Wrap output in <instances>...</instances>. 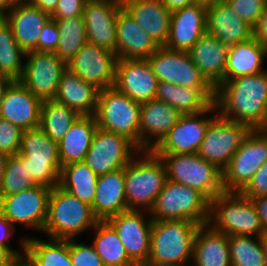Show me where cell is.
<instances>
[{
	"mask_svg": "<svg viewBox=\"0 0 267 266\" xmlns=\"http://www.w3.org/2000/svg\"><path fill=\"white\" fill-rule=\"evenodd\" d=\"M213 103L222 118L262 130L267 120V70L222 82Z\"/></svg>",
	"mask_w": 267,
	"mask_h": 266,
	"instance_id": "cell-1",
	"label": "cell"
},
{
	"mask_svg": "<svg viewBox=\"0 0 267 266\" xmlns=\"http://www.w3.org/2000/svg\"><path fill=\"white\" fill-rule=\"evenodd\" d=\"M167 181L166 168L151 150L140 151L125 166V198L128 210L150 212Z\"/></svg>",
	"mask_w": 267,
	"mask_h": 266,
	"instance_id": "cell-2",
	"label": "cell"
},
{
	"mask_svg": "<svg viewBox=\"0 0 267 266\" xmlns=\"http://www.w3.org/2000/svg\"><path fill=\"white\" fill-rule=\"evenodd\" d=\"M98 221L91 205L82 202L59 185L51 189L43 229L47 237L77 240L78 235L92 230Z\"/></svg>",
	"mask_w": 267,
	"mask_h": 266,
	"instance_id": "cell-3",
	"label": "cell"
},
{
	"mask_svg": "<svg viewBox=\"0 0 267 266\" xmlns=\"http://www.w3.org/2000/svg\"><path fill=\"white\" fill-rule=\"evenodd\" d=\"M199 224L189 220H153L146 264L190 266Z\"/></svg>",
	"mask_w": 267,
	"mask_h": 266,
	"instance_id": "cell-4",
	"label": "cell"
},
{
	"mask_svg": "<svg viewBox=\"0 0 267 266\" xmlns=\"http://www.w3.org/2000/svg\"><path fill=\"white\" fill-rule=\"evenodd\" d=\"M208 224L228 236L263 235L260 217L252 200L240 192H223L211 200Z\"/></svg>",
	"mask_w": 267,
	"mask_h": 266,
	"instance_id": "cell-5",
	"label": "cell"
},
{
	"mask_svg": "<svg viewBox=\"0 0 267 266\" xmlns=\"http://www.w3.org/2000/svg\"><path fill=\"white\" fill-rule=\"evenodd\" d=\"M163 161L167 179L200 192L209 202L224 191L222 171L193 154H155Z\"/></svg>",
	"mask_w": 267,
	"mask_h": 266,
	"instance_id": "cell-6",
	"label": "cell"
},
{
	"mask_svg": "<svg viewBox=\"0 0 267 266\" xmlns=\"http://www.w3.org/2000/svg\"><path fill=\"white\" fill-rule=\"evenodd\" d=\"M209 208L210 202L200 192L167 179L149 213L153 220H189L205 225Z\"/></svg>",
	"mask_w": 267,
	"mask_h": 266,
	"instance_id": "cell-7",
	"label": "cell"
},
{
	"mask_svg": "<svg viewBox=\"0 0 267 266\" xmlns=\"http://www.w3.org/2000/svg\"><path fill=\"white\" fill-rule=\"evenodd\" d=\"M18 155L27 164L28 174L37 185L51 189L59 185L62 164L58 143L40 127L23 131Z\"/></svg>",
	"mask_w": 267,
	"mask_h": 266,
	"instance_id": "cell-8",
	"label": "cell"
},
{
	"mask_svg": "<svg viewBox=\"0 0 267 266\" xmlns=\"http://www.w3.org/2000/svg\"><path fill=\"white\" fill-rule=\"evenodd\" d=\"M141 104L114 86L99 91L95 118L103 130L128 138L139 149Z\"/></svg>",
	"mask_w": 267,
	"mask_h": 266,
	"instance_id": "cell-9",
	"label": "cell"
},
{
	"mask_svg": "<svg viewBox=\"0 0 267 266\" xmlns=\"http://www.w3.org/2000/svg\"><path fill=\"white\" fill-rule=\"evenodd\" d=\"M267 161V133L251 130L222 171L225 192H241Z\"/></svg>",
	"mask_w": 267,
	"mask_h": 266,
	"instance_id": "cell-10",
	"label": "cell"
},
{
	"mask_svg": "<svg viewBox=\"0 0 267 266\" xmlns=\"http://www.w3.org/2000/svg\"><path fill=\"white\" fill-rule=\"evenodd\" d=\"M250 131L240 122L217 115L206 129L198 155L223 171Z\"/></svg>",
	"mask_w": 267,
	"mask_h": 266,
	"instance_id": "cell-11",
	"label": "cell"
},
{
	"mask_svg": "<svg viewBox=\"0 0 267 266\" xmlns=\"http://www.w3.org/2000/svg\"><path fill=\"white\" fill-rule=\"evenodd\" d=\"M139 152L125 136L98 127L84 162L101 176L124 168Z\"/></svg>",
	"mask_w": 267,
	"mask_h": 266,
	"instance_id": "cell-12",
	"label": "cell"
},
{
	"mask_svg": "<svg viewBox=\"0 0 267 266\" xmlns=\"http://www.w3.org/2000/svg\"><path fill=\"white\" fill-rule=\"evenodd\" d=\"M51 188L36 185L31 189L0 196V212L16 227L43 232Z\"/></svg>",
	"mask_w": 267,
	"mask_h": 266,
	"instance_id": "cell-13",
	"label": "cell"
},
{
	"mask_svg": "<svg viewBox=\"0 0 267 266\" xmlns=\"http://www.w3.org/2000/svg\"><path fill=\"white\" fill-rule=\"evenodd\" d=\"M217 115V108L214 103L200 113L182 115L175 126L151 151L154 154L198 153L206 129Z\"/></svg>",
	"mask_w": 267,
	"mask_h": 266,
	"instance_id": "cell-14",
	"label": "cell"
},
{
	"mask_svg": "<svg viewBox=\"0 0 267 266\" xmlns=\"http://www.w3.org/2000/svg\"><path fill=\"white\" fill-rule=\"evenodd\" d=\"M25 59L19 81L41 101L54 99L67 64L54 52L31 51L25 54Z\"/></svg>",
	"mask_w": 267,
	"mask_h": 266,
	"instance_id": "cell-15",
	"label": "cell"
},
{
	"mask_svg": "<svg viewBox=\"0 0 267 266\" xmlns=\"http://www.w3.org/2000/svg\"><path fill=\"white\" fill-rule=\"evenodd\" d=\"M107 221L117 231L129 258L137 266L145 265L151 250L153 219L150 213L144 210H127L110 217Z\"/></svg>",
	"mask_w": 267,
	"mask_h": 266,
	"instance_id": "cell-16",
	"label": "cell"
},
{
	"mask_svg": "<svg viewBox=\"0 0 267 266\" xmlns=\"http://www.w3.org/2000/svg\"><path fill=\"white\" fill-rule=\"evenodd\" d=\"M158 81L195 88H214L195 66L188 52L159 47L148 59Z\"/></svg>",
	"mask_w": 267,
	"mask_h": 266,
	"instance_id": "cell-17",
	"label": "cell"
},
{
	"mask_svg": "<svg viewBox=\"0 0 267 266\" xmlns=\"http://www.w3.org/2000/svg\"><path fill=\"white\" fill-rule=\"evenodd\" d=\"M117 56L87 41L67 64V68L99 90L114 86Z\"/></svg>",
	"mask_w": 267,
	"mask_h": 266,
	"instance_id": "cell-18",
	"label": "cell"
},
{
	"mask_svg": "<svg viewBox=\"0 0 267 266\" xmlns=\"http://www.w3.org/2000/svg\"><path fill=\"white\" fill-rule=\"evenodd\" d=\"M158 79L147 59H120L114 87L137 103L155 99Z\"/></svg>",
	"mask_w": 267,
	"mask_h": 266,
	"instance_id": "cell-19",
	"label": "cell"
},
{
	"mask_svg": "<svg viewBox=\"0 0 267 266\" xmlns=\"http://www.w3.org/2000/svg\"><path fill=\"white\" fill-rule=\"evenodd\" d=\"M121 7V0H88L86 2L83 17L89 42L115 53L116 21Z\"/></svg>",
	"mask_w": 267,
	"mask_h": 266,
	"instance_id": "cell-20",
	"label": "cell"
},
{
	"mask_svg": "<svg viewBox=\"0 0 267 266\" xmlns=\"http://www.w3.org/2000/svg\"><path fill=\"white\" fill-rule=\"evenodd\" d=\"M207 7L193 3L171 12L170 29L165 48L188 52L206 30Z\"/></svg>",
	"mask_w": 267,
	"mask_h": 266,
	"instance_id": "cell-21",
	"label": "cell"
},
{
	"mask_svg": "<svg viewBox=\"0 0 267 266\" xmlns=\"http://www.w3.org/2000/svg\"><path fill=\"white\" fill-rule=\"evenodd\" d=\"M181 116L182 114L174 107L158 99L142 103L139 125V150H152L175 126Z\"/></svg>",
	"mask_w": 267,
	"mask_h": 266,
	"instance_id": "cell-22",
	"label": "cell"
},
{
	"mask_svg": "<svg viewBox=\"0 0 267 266\" xmlns=\"http://www.w3.org/2000/svg\"><path fill=\"white\" fill-rule=\"evenodd\" d=\"M42 101L19 80H14L4 95L0 118L8 120L23 131L40 126Z\"/></svg>",
	"mask_w": 267,
	"mask_h": 266,
	"instance_id": "cell-23",
	"label": "cell"
},
{
	"mask_svg": "<svg viewBox=\"0 0 267 266\" xmlns=\"http://www.w3.org/2000/svg\"><path fill=\"white\" fill-rule=\"evenodd\" d=\"M206 30L228 47L253 38V27L242 20L225 0H216L207 6Z\"/></svg>",
	"mask_w": 267,
	"mask_h": 266,
	"instance_id": "cell-24",
	"label": "cell"
},
{
	"mask_svg": "<svg viewBox=\"0 0 267 266\" xmlns=\"http://www.w3.org/2000/svg\"><path fill=\"white\" fill-rule=\"evenodd\" d=\"M3 18L11 26L20 48L28 53L37 51L38 38L51 16L27 0H23L10 9Z\"/></svg>",
	"mask_w": 267,
	"mask_h": 266,
	"instance_id": "cell-25",
	"label": "cell"
},
{
	"mask_svg": "<svg viewBox=\"0 0 267 266\" xmlns=\"http://www.w3.org/2000/svg\"><path fill=\"white\" fill-rule=\"evenodd\" d=\"M117 59H148L159 46L122 7L116 21Z\"/></svg>",
	"mask_w": 267,
	"mask_h": 266,
	"instance_id": "cell-26",
	"label": "cell"
},
{
	"mask_svg": "<svg viewBox=\"0 0 267 266\" xmlns=\"http://www.w3.org/2000/svg\"><path fill=\"white\" fill-rule=\"evenodd\" d=\"M121 5L159 47L165 46L171 12L161 0H121Z\"/></svg>",
	"mask_w": 267,
	"mask_h": 266,
	"instance_id": "cell-27",
	"label": "cell"
},
{
	"mask_svg": "<svg viewBox=\"0 0 267 266\" xmlns=\"http://www.w3.org/2000/svg\"><path fill=\"white\" fill-rule=\"evenodd\" d=\"M229 47L216 36L203 34L188 51L193 63L206 80L216 88L224 82Z\"/></svg>",
	"mask_w": 267,
	"mask_h": 266,
	"instance_id": "cell-28",
	"label": "cell"
},
{
	"mask_svg": "<svg viewBox=\"0 0 267 266\" xmlns=\"http://www.w3.org/2000/svg\"><path fill=\"white\" fill-rule=\"evenodd\" d=\"M92 210L99 221L127 211L125 198V167L98 176Z\"/></svg>",
	"mask_w": 267,
	"mask_h": 266,
	"instance_id": "cell-29",
	"label": "cell"
},
{
	"mask_svg": "<svg viewBox=\"0 0 267 266\" xmlns=\"http://www.w3.org/2000/svg\"><path fill=\"white\" fill-rule=\"evenodd\" d=\"M190 266H232L229 236L209 224L200 225L193 243Z\"/></svg>",
	"mask_w": 267,
	"mask_h": 266,
	"instance_id": "cell-30",
	"label": "cell"
},
{
	"mask_svg": "<svg viewBox=\"0 0 267 266\" xmlns=\"http://www.w3.org/2000/svg\"><path fill=\"white\" fill-rule=\"evenodd\" d=\"M215 98V88H195L158 81L155 99L163 101L182 115L197 114L209 108Z\"/></svg>",
	"mask_w": 267,
	"mask_h": 266,
	"instance_id": "cell-31",
	"label": "cell"
},
{
	"mask_svg": "<svg viewBox=\"0 0 267 266\" xmlns=\"http://www.w3.org/2000/svg\"><path fill=\"white\" fill-rule=\"evenodd\" d=\"M99 91L97 87L66 68L54 99L79 115H95Z\"/></svg>",
	"mask_w": 267,
	"mask_h": 266,
	"instance_id": "cell-32",
	"label": "cell"
},
{
	"mask_svg": "<svg viewBox=\"0 0 267 266\" xmlns=\"http://www.w3.org/2000/svg\"><path fill=\"white\" fill-rule=\"evenodd\" d=\"M265 59H267V46L254 37L230 46L224 81L267 70L262 67Z\"/></svg>",
	"mask_w": 267,
	"mask_h": 266,
	"instance_id": "cell-33",
	"label": "cell"
},
{
	"mask_svg": "<svg viewBox=\"0 0 267 266\" xmlns=\"http://www.w3.org/2000/svg\"><path fill=\"white\" fill-rule=\"evenodd\" d=\"M97 128L95 115H80L58 144L62 166L84 162Z\"/></svg>",
	"mask_w": 267,
	"mask_h": 266,
	"instance_id": "cell-34",
	"label": "cell"
},
{
	"mask_svg": "<svg viewBox=\"0 0 267 266\" xmlns=\"http://www.w3.org/2000/svg\"><path fill=\"white\" fill-rule=\"evenodd\" d=\"M92 245L104 266H137L128 256L117 231L108 221H98L92 229Z\"/></svg>",
	"mask_w": 267,
	"mask_h": 266,
	"instance_id": "cell-35",
	"label": "cell"
},
{
	"mask_svg": "<svg viewBox=\"0 0 267 266\" xmlns=\"http://www.w3.org/2000/svg\"><path fill=\"white\" fill-rule=\"evenodd\" d=\"M98 176L85 162L62 166L59 186L88 205L93 204Z\"/></svg>",
	"mask_w": 267,
	"mask_h": 266,
	"instance_id": "cell-36",
	"label": "cell"
},
{
	"mask_svg": "<svg viewBox=\"0 0 267 266\" xmlns=\"http://www.w3.org/2000/svg\"><path fill=\"white\" fill-rule=\"evenodd\" d=\"M25 252L32 259L34 266H72L70 258V240H41L27 237Z\"/></svg>",
	"mask_w": 267,
	"mask_h": 266,
	"instance_id": "cell-37",
	"label": "cell"
},
{
	"mask_svg": "<svg viewBox=\"0 0 267 266\" xmlns=\"http://www.w3.org/2000/svg\"><path fill=\"white\" fill-rule=\"evenodd\" d=\"M80 117L73 109L55 99L42 101L40 128L54 142L58 143L66 135L71 125Z\"/></svg>",
	"mask_w": 267,
	"mask_h": 266,
	"instance_id": "cell-38",
	"label": "cell"
},
{
	"mask_svg": "<svg viewBox=\"0 0 267 266\" xmlns=\"http://www.w3.org/2000/svg\"><path fill=\"white\" fill-rule=\"evenodd\" d=\"M59 32L55 55L68 64L80 48L88 41L83 16L68 19H54Z\"/></svg>",
	"mask_w": 267,
	"mask_h": 266,
	"instance_id": "cell-39",
	"label": "cell"
},
{
	"mask_svg": "<svg viewBox=\"0 0 267 266\" xmlns=\"http://www.w3.org/2000/svg\"><path fill=\"white\" fill-rule=\"evenodd\" d=\"M25 52L18 45L11 26L0 19V69L7 77L20 80L24 70Z\"/></svg>",
	"mask_w": 267,
	"mask_h": 266,
	"instance_id": "cell-40",
	"label": "cell"
},
{
	"mask_svg": "<svg viewBox=\"0 0 267 266\" xmlns=\"http://www.w3.org/2000/svg\"><path fill=\"white\" fill-rule=\"evenodd\" d=\"M229 250L232 266H266L261 237L229 236Z\"/></svg>",
	"mask_w": 267,
	"mask_h": 266,
	"instance_id": "cell-41",
	"label": "cell"
},
{
	"mask_svg": "<svg viewBox=\"0 0 267 266\" xmlns=\"http://www.w3.org/2000/svg\"><path fill=\"white\" fill-rule=\"evenodd\" d=\"M36 185L31 174H28L27 164L24 160L18 154L8 156L0 187V196L28 190Z\"/></svg>",
	"mask_w": 267,
	"mask_h": 266,
	"instance_id": "cell-42",
	"label": "cell"
},
{
	"mask_svg": "<svg viewBox=\"0 0 267 266\" xmlns=\"http://www.w3.org/2000/svg\"><path fill=\"white\" fill-rule=\"evenodd\" d=\"M231 9L254 27L267 6V0H225Z\"/></svg>",
	"mask_w": 267,
	"mask_h": 266,
	"instance_id": "cell-43",
	"label": "cell"
},
{
	"mask_svg": "<svg viewBox=\"0 0 267 266\" xmlns=\"http://www.w3.org/2000/svg\"><path fill=\"white\" fill-rule=\"evenodd\" d=\"M23 130L0 118V152L10 156L20 151Z\"/></svg>",
	"mask_w": 267,
	"mask_h": 266,
	"instance_id": "cell-44",
	"label": "cell"
},
{
	"mask_svg": "<svg viewBox=\"0 0 267 266\" xmlns=\"http://www.w3.org/2000/svg\"><path fill=\"white\" fill-rule=\"evenodd\" d=\"M70 258L72 266H104L92 244L79 243L76 239H70Z\"/></svg>",
	"mask_w": 267,
	"mask_h": 266,
	"instance_id": "cell-45",
	"label": "cell"
},
{
	"mask_svg": "<svg viewBox=\"0 0 267 266\" xmlns=\"http://www.w3.org/2000/svg\"><path fill=\"white\" fill-rule=\"evenodd\" d=\"M59 36L57 24L54 19L50 18L43 26L38 38L37 51L55 52L58 47Z\"/></svg>",
	"mask_w": 267,
	"mask_h": 266,
	"instance_id": "cell-46",
	"label": "cell"
},
{
	"mask_svg": "<svg viewBox=\"0 0 267 266\" xmlns=\"http://www.w3.org/2000/svg\"><path fill=\"white\" fill-rule=\"evenodd\" d=\"M240 193L247 198L267 196V161L254 174L251 181Z\"/></svg>",
	"mask_w": 267,
	"mask_h": 266,
	"instance_id": "cell-47",
	"label": "cell"
},
{
	"mask_svg": "<svg viewBox=\"0 0 267 266\" xmlns=\"http://www.w3.org/2000/svg\"><path fill=\"white\" fill-rule=\"evenodd\" d=\"M88 0H58L52 19H68L83 16Z\"/></svg>",
	"mask_w": 267,
	"mask_h": 266,
	"instance_id": "cell-48",
	"label": "cell"
},
{
	"mask_svg": "<svg viewBox=\"0 0 267 266\" xmlns=\"http://www.w3.org/2000/svg\"><path fill=\"white\" fill-rule=\"evenodd\" d=\"M16 227L0 212V245L6 247L14 256L25 252L26 236L20 239L21 252L9 244V238L14 235Z\"/></svg>",
	"mask_w": 267,
	"mask_h": 266,
	"instance_id": "cell-49",
	"label": "cell"
},
{
	"mask_svg": "<svg viewBox=\"0 0 267 266\" xmlns=\"http://www.w3.org/2000/svg\"><path fill=\"white\" fill-rule=\"evenodd\" d=\"M253 37L267 46V6L253 27Z\"/></svg>",
	"mask_w": 267,
	"mask_h": 266,
	"instance_id": "cell-50",
	"label": "cell"
},
{
	"mask_svg": "<svg viewBox=\"0 0 267 266\" xmlns=\"http://www.w3.org/2000/svg\"><path fill=\"white\" fill-rule=\"evenodd\" d=\"M251 199L256 210L257 214L260 217L263 235H267V196H259Z\"/></svg>",
	"mask_w": 267,
	"mask_h": 266,
	"instance_id": "cell-51",
	"label": "cell"
},
{
	"mask_svg": "<svg viewBox=\"0 0 267 266\" xmlns=\"http://www.w3.org/2000/svg\"><path fill=\"white\" fill-rule=\"evenodd\" d=\"M50 16L54 13L58 0H27Z\"/></svg>",
	"mask_w": 267,
	"mask_h": 266,
	"instance_id": "cell-52",
	"label": "cell"
},
{
	"mask_svg": "<svg viewBox=\"0 0 267 266\" xmlns=\"http://www.w3.org/2000/svg\"><path fill=\"white\" fill-rule=\"evenodd\" d=\"M5 266H34L32 259L26 252L13 256V258Z\"/></svg>",
	"mask_w": 267,
	"mask_h": 266,
	"instance_id": "cell-53",
	"label": "cell"
},
{
	"mask_svg": "<svg viewBox=\"0 0 267 266\" xmlns=\"http://www.w3.org/2000/svg\"><path fill=\"white\" fill-rule=\"evenodd\" d=\"M170 12L182 9L187 5L193 4L194 0H161Z\"/></svg>",
	"mask_w": 267,
	"mask_h": 266,
	"instance_id": "cell-54",
	"label": "cell"
},
{
	"mask_svg": "<svg viewBox=\"0 0 267 266\" xmlns=\"http://www.w3.org/2000/svg\"><path fill=\"white\" fill-rule=\"evenodd\" d=\"M23 0H0V16L3 17L10 9Z\"/></svg>",
	"mask_w": 267,
	"mask_h": 266,
	"instance_id": "cell-55",
	"label": "cell"
},
{
	"mask_svg": "<svg viewBox=\"0 0 267 266\" xmlns=\"http://www.w3.org/2000/svg\"><path fill=\"white\" fill-rule=\"evenodd\" d=\"M13 256L14 255L6 247L0 245V266H5Z\"/></svg>",
	"mask_w": 267,
	"mask_h": 266,
	"instance_id": "cell-56",
	"label": "cell"
},
{
	"mask_svg": "<svg viewBox=\"0 0 267 266\" xmlns=\"http://www.w3.org/2000/svg\"><path fill=\"white\" fill-rule=\"evenodd\" d=\"M7 158H8V155L0 152V187L2 184V179H3V174L5 171V165H6Z\"/></svg>",
	"mask_w": 267,
	"mask_h": 266,
	"instance_id": "cell-57",
	"label": "cell"
},
{
	"mask_svg": "<svg viewBox=\"0 0 267 266\" xmlns=\"http://www.w3.org/2000/svg\"><path fill=\"white\" fill-rule=\"evenodd\" d=\"M11 83L12 82H0V112L3 104L4 95Z\"/></svg>",
	"mask_w": 267,
	"mask_h": 266,
	"instance_id": "cell-58",
	"label": "cell"
},
{
	"mask_svg": "<svg viewBox=\"0 0 267 266\" xmlns=\"http://www.w3.org/2000/svg\"><path fill=\"white\" fill-rule=\"evenodd\" d=\"M261 244H262L263 254L265 258V264L267 266V235L261 236Z\"/></svg>",
	"mask_w": 267,
	"mask_h": 266,
	"instance_id": "cell-59",
	"label": "cell"
},
{
	"mask_svg": "<svg viewBox=\"0 0 267 266\" xmlns=\"http://www.w3.org/2000/svg\"><path fill=\"white\" fill-rule=\"evenodd\" d=\"M14 80L10 77H7L5 73L0 69V82H13Z\"/></svg>",
	"mask_w": 267,
	"mask_h": 266,
	"instance_id": "cell-60",
	"label": "cell"
},
{
	"mask_svg": "<svg viewBox=\"0 0 267 266\" xmlns=\"http://www.w3.org/2000/svg\"><path fill=\"white\" fill-rule=\"evenodd\" d=\"M216 0H194V3L202 4L204 6H209L214 3Z\"/></svg>",
	"mask_w": 267,
	"mask_h": 266,
	"instance_id": "cell-61",
	"label": "cell"
},
{
	"mask_svg": "<svg viewBox=\"0 0 267 266\" xmlns=\"http://www.w3.org/2000/svg\"><path fill=\"white\" fill-rule=\"evenodd\" d=\"M143 266H177V265L145 264Z\"/></svg>",
	"mask_w": 267,
	"mask_h": 266,
	"instance_id": "cell-62",
	"label": "cell"
},
{
	"mask_svg": "<svg viewBox=\"0 0 267 266\" xmlns=\"http://www.w3.org/2000/svg\"><path fill=\"white\" fill-rule=\"evenodd\" d=\"M262 131H264V132L267 133V120H266L265 126H264V128L262 129Z\"/></svg>",
	"mask_w": 267,
	"mask_h": 266,
	"instance_id": "cell-63",
	"label": "cell"
}]
</instances>
